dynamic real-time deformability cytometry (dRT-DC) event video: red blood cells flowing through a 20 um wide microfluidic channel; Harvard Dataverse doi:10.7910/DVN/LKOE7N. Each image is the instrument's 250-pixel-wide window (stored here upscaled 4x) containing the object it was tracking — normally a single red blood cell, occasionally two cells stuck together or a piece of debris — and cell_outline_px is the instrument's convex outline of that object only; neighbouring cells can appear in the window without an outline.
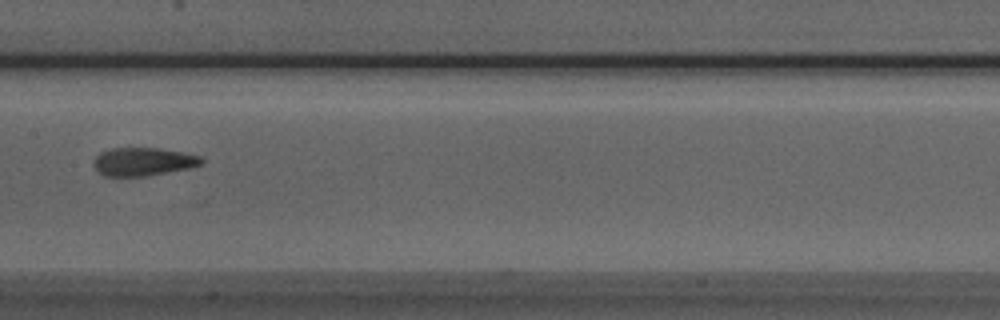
{"species": "Egyptian fruit bat (a non-hibernating species)", "species_latin": "Rousettus aegyptiacus", "temperature_condition": "room temperature", "stored_images_in_passage": 6, "camera_frame_rate_fps": 3000, "um_per_image_px": 0.085, "animal": {"sex": "male"}, "frame": {"image": 1, "passage_image": 6, "time_ms": 1.667, "image_size_px": [1000, 320], "cell_outline_px": [[204, 160], [200, 164], [188, 168], [144, 176], [104, 176], [96, 168], [96, 156], [100, 152], [112, 148], [160, 148], [200, 156]], "centroid_in_image_um": [12.17, 13.73], "position_along_channel_um": 195.2, "area_um2": 17.28}}